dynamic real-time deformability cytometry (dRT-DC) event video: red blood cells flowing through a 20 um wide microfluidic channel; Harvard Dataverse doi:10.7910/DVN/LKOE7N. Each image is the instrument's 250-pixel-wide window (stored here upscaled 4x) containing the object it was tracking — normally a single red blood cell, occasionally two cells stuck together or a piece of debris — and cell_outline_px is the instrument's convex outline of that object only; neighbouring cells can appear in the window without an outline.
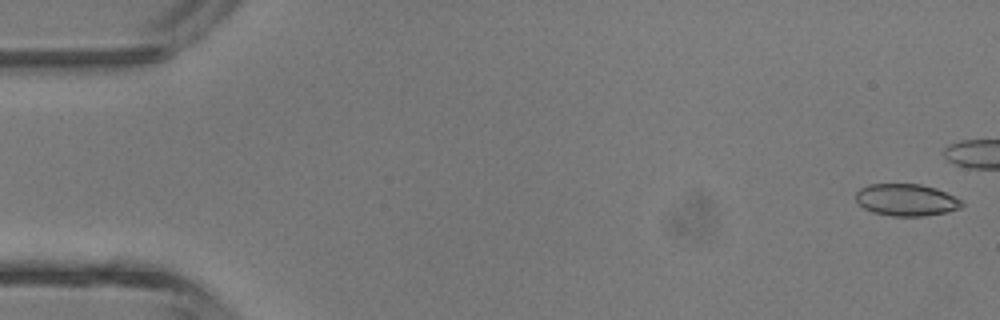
{"species": "common noctule bat (a hibernating species)", "species_latin": "Nyctalus noctula", "temperature_condition": "room temperature", "stored_images_in_passage": 6, "camera_frame_rate_fps": 3000, "um_per_image_px": 0.085, "animal": {"sex": "male", "body_mass_g": 13.3}, "frame": {"image": 1, "passage_image": 1, "time_ms": 0.0, "image_size_px": [1000, 320], "cell_outline_px": [[964, 204], [960, 208], [948, 212], [924, 216], [892, 216], [872, 212], [864, 208], [856, 200], [856, 192], [860, 188], [868, 184], [920, 184], [936, 188], [964, 200]], "centroid_in_image_um": [77.07, 16.99], "position_along_channel_um": 7.9, "area_um2": 19.94}}